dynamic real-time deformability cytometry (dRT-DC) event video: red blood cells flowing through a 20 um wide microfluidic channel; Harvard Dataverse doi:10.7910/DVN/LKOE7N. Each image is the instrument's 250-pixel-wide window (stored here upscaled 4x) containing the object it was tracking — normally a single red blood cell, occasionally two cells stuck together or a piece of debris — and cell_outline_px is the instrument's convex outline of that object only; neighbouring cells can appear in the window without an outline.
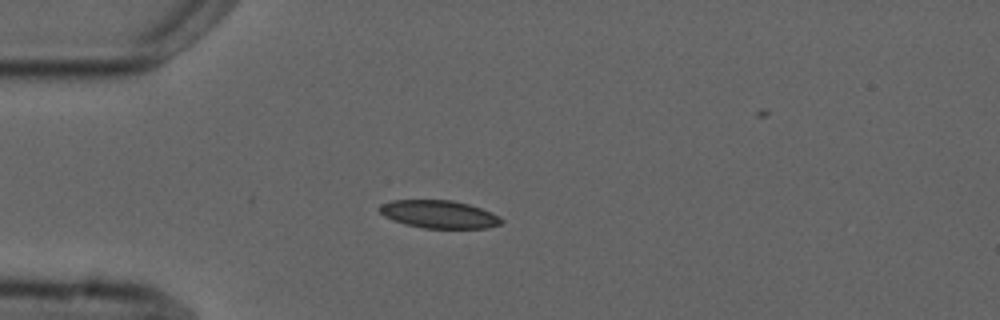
{"species": "common noctule bat (a hibernating species)", "species_latin": "Nyctalus noctula", "temperature_condition": "cold", "stored_images_in_passage": 5, "camera_frame_rate_fps": 3000, "um_per_image_px": 0.085, "animal": {"sex": "male", "forearm_length_mm": 52.5}, "frame": {"image": 1, "passage_image": 4, "time_ms": 3.667, "image_size_px": [1000, 320], "cell_outline_px": [[504, 220], [500, 224], [488, 228], [424, 228], [404, 224], [392, 220], [384, 216], [380, 212], [380, 204], [392, 200], [452, 200], [468, 204], [492, 212], [500, 216]], "centroid_in_image_um": [37.32, 18.21], "position_along_channel_um": 47.7, "area_um2": 19.83}}